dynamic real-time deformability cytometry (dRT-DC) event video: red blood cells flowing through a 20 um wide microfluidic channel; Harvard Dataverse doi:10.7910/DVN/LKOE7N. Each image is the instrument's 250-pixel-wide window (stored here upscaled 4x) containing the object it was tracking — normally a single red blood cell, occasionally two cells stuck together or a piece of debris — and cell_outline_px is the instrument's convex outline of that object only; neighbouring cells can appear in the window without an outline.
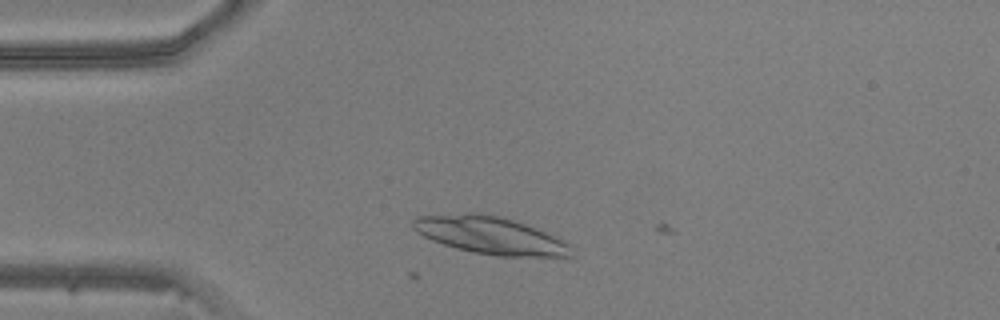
{"species": "common noctule bat (a hibernating species)", "species_latin": "Nyctalus noctula", "temperature_condition": "warm", "stored_images_in_passage": 8, "camera_frame_rate_fps": 3000, "um_per_image_px": 0.085, "animal": {"sex": "male", "body_mass_g": 20.5, "forearm_length_mm": 52.5}, "frame": {"image": 1, "passage_image": 8, "time_ms": 2.333, "image_size_px": [1000, 320], "cell_outline_px": [[572, 256], [500, 256], [472, 252], [456, 248], [432, 240], [416, 232], [412, 228], [412, 220], [416, 216], [468, 212], [476, 212], [500, 216], [524, 224], [564, 240], [568, 244]], "centroid_in_image_um": [41.58, 19.98], "position_along_channel_um": 43.4, "area_um2": 34.22}}